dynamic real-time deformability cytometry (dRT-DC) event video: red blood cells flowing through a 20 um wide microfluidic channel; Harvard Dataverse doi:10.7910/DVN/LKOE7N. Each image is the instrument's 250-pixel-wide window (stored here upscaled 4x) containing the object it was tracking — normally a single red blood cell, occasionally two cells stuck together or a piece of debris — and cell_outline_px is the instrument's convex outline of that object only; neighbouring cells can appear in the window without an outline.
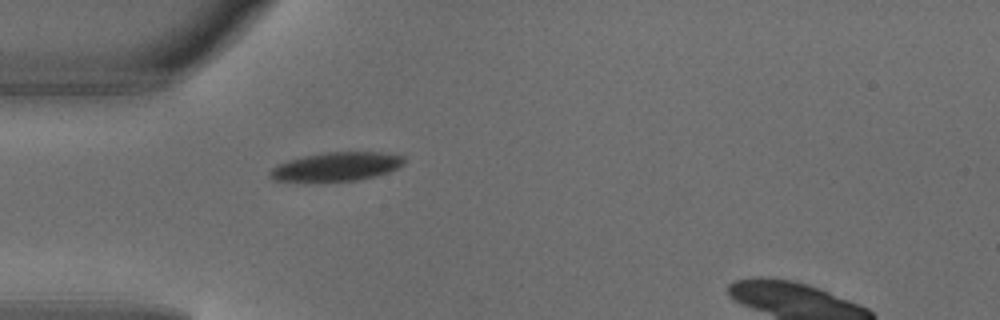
{"species": "common noctule bat (a hibernating species)", "species_latin": "Nyctalus noctula", "temperature_condition": "warm", "stored_images_in_passage": 5, "camera_frame_rate_fps": 3000, "um_per_image_px": 0.085, "animal": {"sex": "male", "body_mass_g": 18.8}, "frame": {"image": 1, "passage_image": 4, "time_ms": 1.0, "image_size_px": [1000, 320], "cell_outline_px": [[404, 164], [388, 172], [376, 176], [360, 180], [276, 180], [268, 176], [268, 172], [272, 168], [288, 160], [304, 156], [324, 152], [380, 152], [404, 156]], "centroid_in_image_um": [28.63, 14.14], "position_along_channel_um": 56.4, "area_um2": 22.02}}